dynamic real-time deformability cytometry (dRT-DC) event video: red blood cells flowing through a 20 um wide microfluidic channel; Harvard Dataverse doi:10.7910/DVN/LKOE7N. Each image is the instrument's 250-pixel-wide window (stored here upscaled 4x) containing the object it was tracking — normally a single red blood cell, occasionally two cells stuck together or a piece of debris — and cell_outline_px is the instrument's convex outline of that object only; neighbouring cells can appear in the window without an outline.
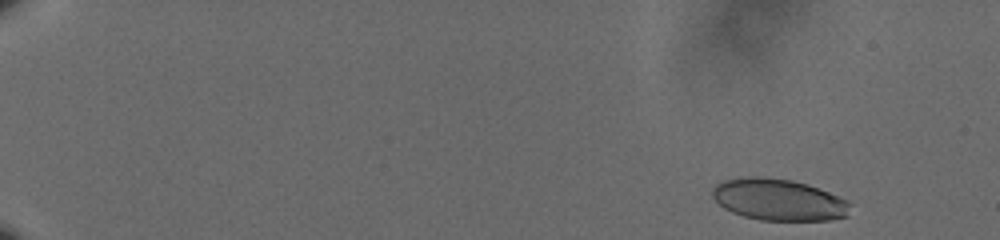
{"species": "human", "species_latin": "Homo sapiens", "temperature_condition": "cold", "stored_images_in_passage": 57, "camera_frame_rate_fps": 3000, "um_per_image_px": 0.085, "donor": {"sex": "male"}, "frame": {"image": 1, "passage_image": 3, "time_ms": 0.667, "image_size_px": [1000, 240], "cell_outline_px": [[848, 216], [828, 220], [760, 220], [744, 216], [732, 212], [724, 208], [712, 196], [712, 188], [716, 184], [724, 180], [748, 176], [760, 176], [792, 180], [808, 184], [848, 200]], "centroid_in_image_um": [66.16, 16.96], "position_along_channel_um": 18.8, "area_um2": 33.29}}
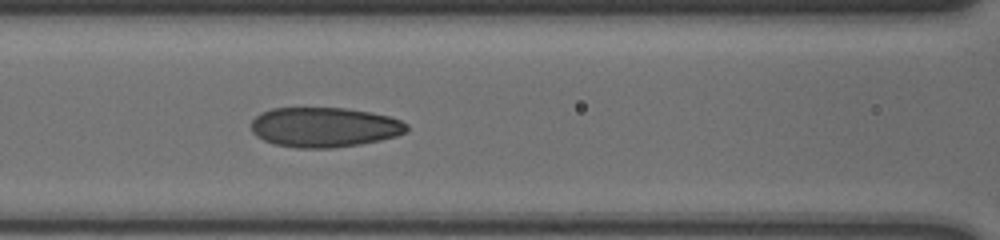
{"frame": {"image": 2, "passage_image": 27, "time_ms": 8.667, "image_size_px": [1000, 240], "cell_outline_px": [[408, 132], [396, 136], [380, 140], [360, 144], [332, 148], [296, 148], [272, 144], [256, 136], [252, 132], [252, 120], [256, 116], [272, 108], [348, 108], [388, 116], [400, 120], [408, 124]], "centroid_in_image_um": [27.57, 10.82], "position_along_channel_um": 139.0, "area_um2": 36.18}}
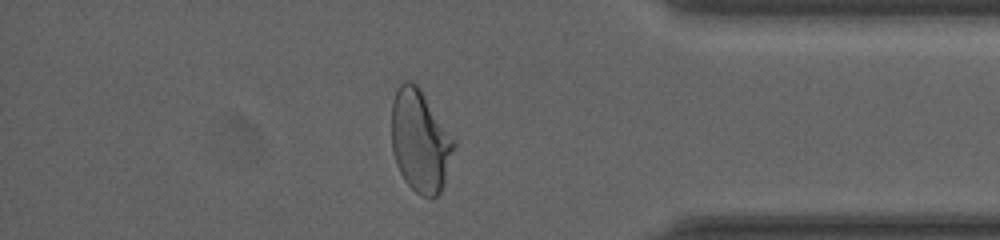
{"frame": {"image": 3, "passage_image": 50, "time_ms": 16.333, "image_size_px": [1000, 240], "cell_outline_px": [[456, 144], [444, 184], [440, 192], [432, 200], [420, 196], [404, 180], [396, 164], [392, 152], [392, 100], [400, 84], [404, 80], [408, 80], [416, 84], [420, 88], [456, 140]], "centroid_in_image_um": [35.72, 12.0], "position_along_channel_um": 399.5, "area_um2": 37.51}, "authors_computed_cell_mechanics": {"area_um2": 35.7204, "velocity_mm_per_s": 3.6009, "shape_relaxation_time_tau1_ms": null, "shape_relaxation_time_tau2_ms": 1.1151, "deformation_change_tau1": null, "deformation_change_tau2": 0.0721}}